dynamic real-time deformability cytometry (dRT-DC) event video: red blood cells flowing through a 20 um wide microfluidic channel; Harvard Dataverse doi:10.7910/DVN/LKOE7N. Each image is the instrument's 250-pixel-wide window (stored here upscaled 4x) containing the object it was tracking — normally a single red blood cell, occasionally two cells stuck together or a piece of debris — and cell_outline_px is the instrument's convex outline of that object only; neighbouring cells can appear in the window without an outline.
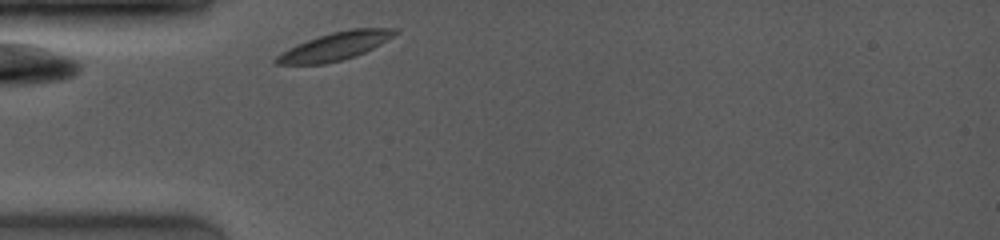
{"species": "common noctule bat (a hibernating species)", "species_latin": "Nyctalus noctula", "temperature_condition": "room temperature", "stored_images_in_passage": 12, "camera_frame_rate_fps": 4000, "um_per_image_px": 0.085, "animal": {"sex": "female", "body_mass_g": 19.0, "forearm_length_mm": 53.3}, "frame": {"image": 1, "passage_image": 1, "time_ms": 0.0, "image_size_px": [1000, 240], "cell_outline_px": [[400, 32], [380, 44], [356, 56], [324, 64], [276, 64], [272, 60], [276, 56], [288, 48], [308, 40], [332, 32], [348, 28], [396, 28]], "centroid_in_image_um": [28.49, 3.92], "position_along_channel_um": 56.5, "area_um2": 19.19}}